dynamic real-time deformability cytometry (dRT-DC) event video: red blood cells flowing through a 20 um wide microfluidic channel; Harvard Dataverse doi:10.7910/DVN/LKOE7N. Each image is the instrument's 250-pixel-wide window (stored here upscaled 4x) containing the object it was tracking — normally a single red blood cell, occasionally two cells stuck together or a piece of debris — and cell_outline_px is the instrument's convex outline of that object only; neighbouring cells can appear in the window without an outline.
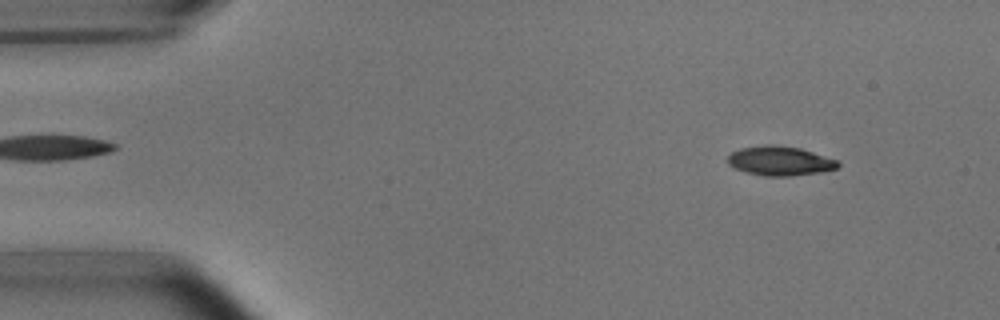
{"species": "common noctule bat (a hibernating species)", "species_latin": "Nyctalus noctula", "temperature_condition": "room temperature", "stored_images_in_passage": 3, "camera_frame_rate_fps": 3000, "um_per_image_px": 0.085, "animal": {"sex": "male", "body_mass_g": 15.6}, "frame": {"image": 1, "passage_image": 1, "time_ms": 0.0, "image_size_px": [1000, 320], "cell_outline_px": [[840, 164], [836, 168], [824, 172], [788, 176], [764, 176], [748, 172], [736, 168], [728, 164], [728, 156], [732, 152], [740, 148], [764, 144], [776, 144], [800, 148], [836, 160]], "centroid_in_image_um": [66.28, 13.67], "position_along_channel_um": 18.7, "area_um2": 18.79}}